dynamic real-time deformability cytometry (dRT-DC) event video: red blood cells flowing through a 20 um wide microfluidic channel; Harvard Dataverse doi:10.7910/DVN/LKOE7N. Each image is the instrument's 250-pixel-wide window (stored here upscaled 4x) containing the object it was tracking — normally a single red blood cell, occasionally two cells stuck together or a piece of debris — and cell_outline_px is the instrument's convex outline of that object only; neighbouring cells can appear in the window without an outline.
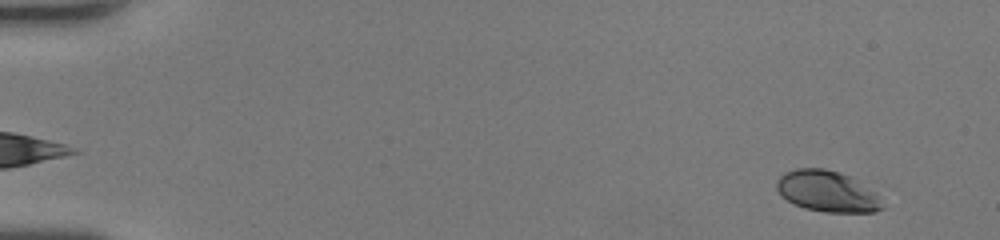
{"species": "human", "species_latin": "Homo sapiens", "temperature_condition": "room temperature", "stored_images_in_passage": 44, "camera_frame_rate_fps": 3000, "um_per_image_px": 0.085, "donor": {"sex": "female"}, "frame": {"image": 1, "passage_image": 4, "time_ms": 1.0, "image_size_px": [1000, 240], "cell_outline_px": [[884, 208], [876, 212], [824, 212], [804, 208], [780, 196], [776, 188], [776, 180], [784, 172], [796, 168], [824, 168], [848, 176], [884, 192]], "centroid_in_image_um": [70.42, 16.27], "position_along_channel_um": 14.6, "area_um2": 26.13}}
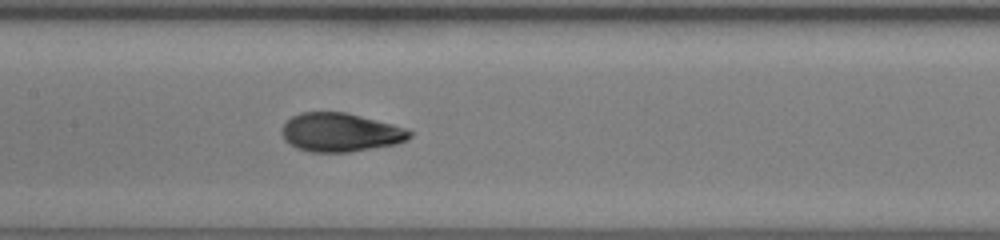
{"frame": {"image": 2, "passage_image": 26, "time_ms": 8.333, "image_size_px": [1000, 240], "cell_outline_px": [[412, 136], [408, 140], [396, 144], [348, 152], [312, 152], [296, 148], [288, 144], [284, 140], [280, 132], [284, 124], [292, 116], [300, 112], [344, 112], [408, 128], [412, 132]], "centroid_in_image_um": [28.92, 11.26], "position_along_channel_um": 178.5, "area_um2": 28.9}}
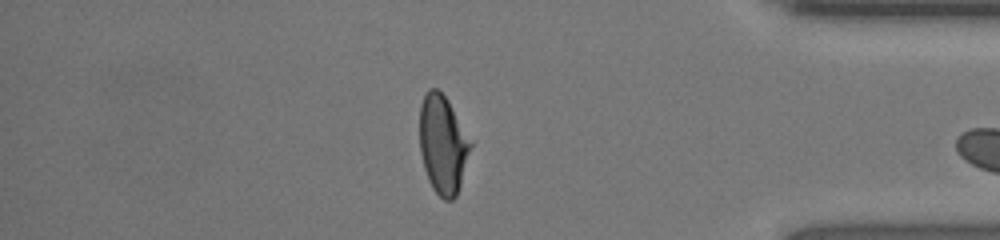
{"frame": {"image": 3, "passage_image": 43, "time_ms": 14.0, "image_size_px": [1000, 240], "cell_outline_px": [[472, 144], [460, 184], [456, 196], [452, 200], [444, 200], [432, 188], [428, 180], [424, 168], [420, 152], [420, 104], [428, 88], [436, 88], [448, 100]], "centroid_in_image_um": [37.61, 12.28], "position_along_channel_um": 397.6, "area_um2": 28.84}}